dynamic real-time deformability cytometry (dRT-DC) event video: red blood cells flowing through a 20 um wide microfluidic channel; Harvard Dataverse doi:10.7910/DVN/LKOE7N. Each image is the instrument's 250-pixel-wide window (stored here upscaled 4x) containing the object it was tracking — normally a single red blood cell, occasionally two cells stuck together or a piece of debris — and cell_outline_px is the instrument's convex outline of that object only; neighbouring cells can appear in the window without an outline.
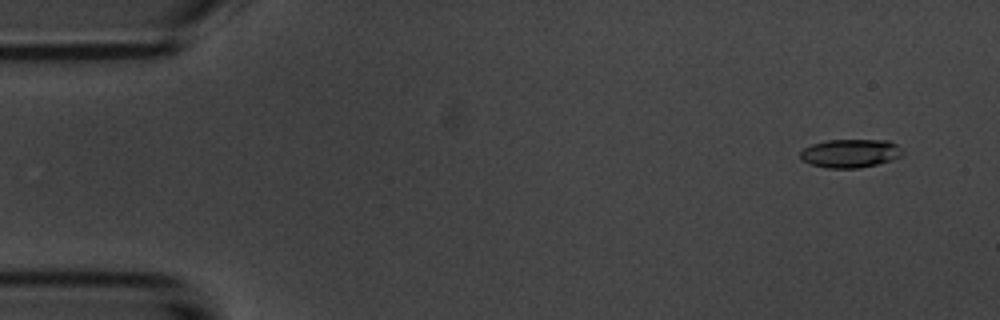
{"species": "common noctule bat (a hibernating species)", "species_latin": "Nyctalus noctula", "temperature_condition": "room temperature", "stored_images_in_passage": 55, "camera_frame_rate_fps": 3000, "um_per_image_px": 0.085, "animal": {"sex": "male", "body_mass_g": 20.1, "forearm_length_mm": 53.5}, "frame": {"image": 1, "passage_image": 4, "time_ms": 1.0, "image_size_px": [1000, 320], "cell_outline_px": [[904, 152], [900, 156], [876, 164], [860, 168], [828, 168], [812, 164], [800, 160], [800, 152], [804, 148], [812, 144], [828, 140], [888, 140], [896, 144]], "centroid_in_image_um": [72.25, 13.03], "position_along_channel_um": 12.8, "area_um2": 16.82}}
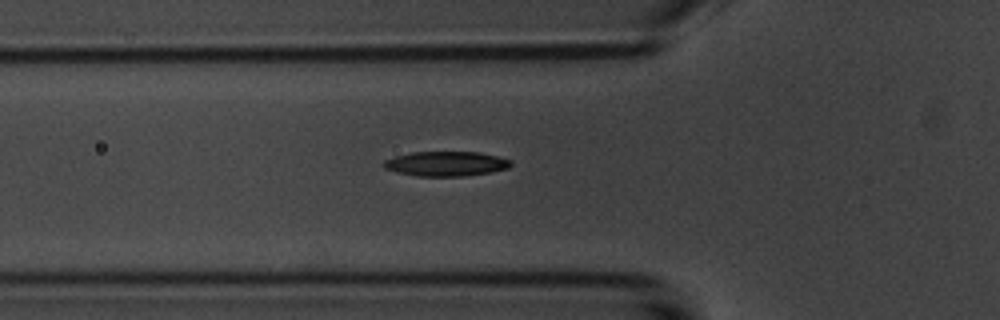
{"frame": {"image": 2, "passage_image": 19, "time_ms": 6.0, "image_size_px": [1000, 320], "cell_outline_px": [[512, 164], [508, 168], [492, 172], [464, 176], [416, 176], [396, 172], [384, 168], [380, 164], [384, 160], [396, 156], [412, 152], [480, 152], [512, 160]], "centroid_in_image_um": [37.89, 13.92], "position_along_channel_um": 87.9, "area_um2": 18.44}}
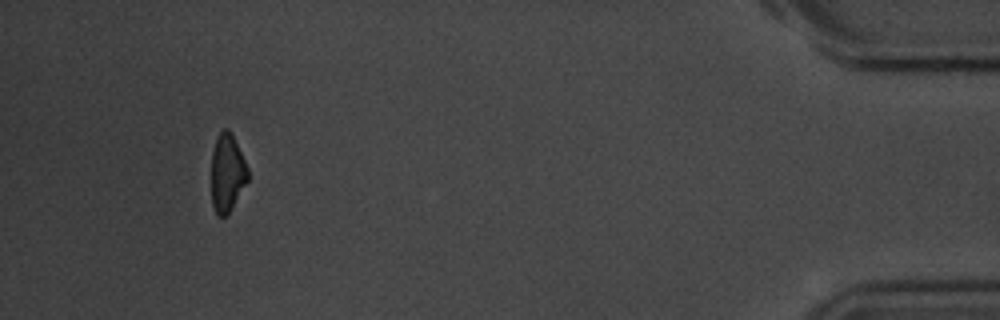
{"frame": {"image": 3, "passage_image": 51, "time_ms": 16.667, "image_size_px": [1000, 320], "cell_outline_px": [[248, 180], [228, 212], [224, 216], [216, 216], [212, 204], [212, 152], [216, 136], [224, 128], [228, 128], [232, 132], [248, 168]], "centroid_in_image_um": [19.3, 14.64], "position_along_channel_um": 415.9, "area_um2": 16.47}, "authors_computed_cell_mechanics": {"area_um2": 18.0336, "velocity_mm_per_s": 3.7118, "shape_relaxation_time_tau1_ms": 2.7094, "shape_relaxation_time_tau2_ms": null, "deformation_change_tau1": 0.135, "deformation_change_tau2": null}}